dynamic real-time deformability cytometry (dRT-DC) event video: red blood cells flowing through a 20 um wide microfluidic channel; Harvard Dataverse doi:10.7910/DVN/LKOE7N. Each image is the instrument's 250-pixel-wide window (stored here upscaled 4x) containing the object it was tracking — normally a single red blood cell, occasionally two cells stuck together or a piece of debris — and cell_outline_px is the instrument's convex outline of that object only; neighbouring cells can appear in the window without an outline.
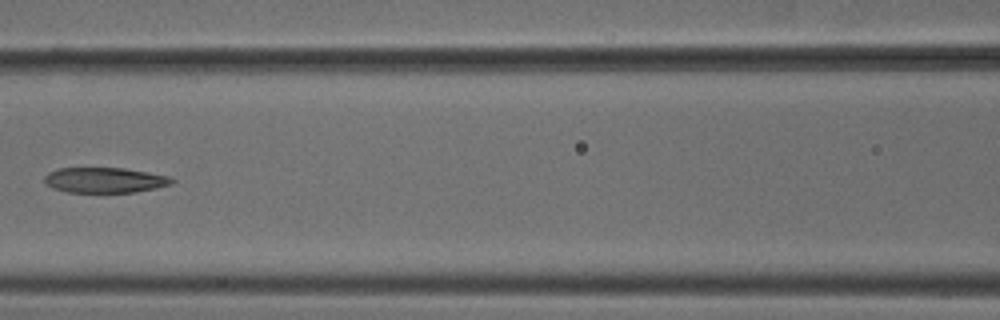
{"species": "common noctule bat (a hibernating species)", "species_latin": "Nyctalus noctula", "temperature_condition": "cold", "stored_images_in_passage": 5, "camera_frame_rate_fps": 3000, "um_per_image_px": 0.085, "animal": {"sex": "male", "body_mass_g": 18.8}, "frame": {"image": 1, "passage_image": 4, "time_ms": 1.0, "image_size_px": [1000, 320], "cell_outline_px": [[176, 180], [172, 184], [156, 188], [136, 192], [68, 192], [52, 188], [44, 180], [44, 176], [48, 172], [60, 168], [124, 168], [148, 172], [168, 176]], "centroid_in_image_um": [8.92, 15.31], "position_along_channel_um": 157.7, "area_um2": 18.79}}
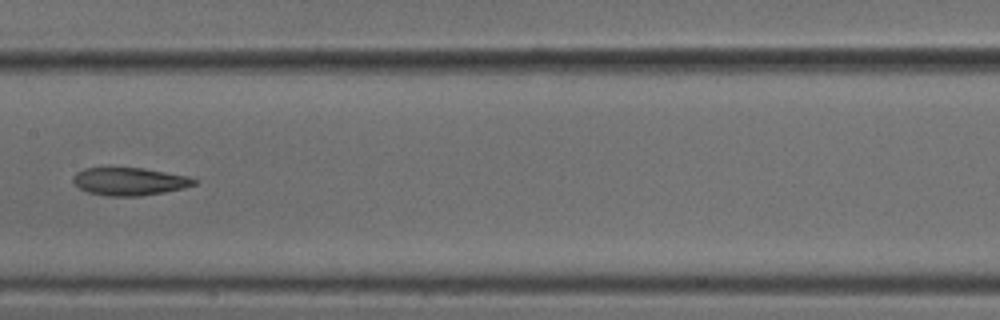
{"frame": {"image": 2, "passage_image": 5, "time_ms": 1.333, "image_size_px": [1000, 320], "cell_outline_px": [[200, 180], [196, 184], [184, 188], [164, 192], [140, 196], [108, 196], [88, 192], [80, 188], [72, 180], [72, 176], [76, 172], [84, 168], [140, 168], [188, 176]], "centroid_in_image_um": [11.02, 15.42], "position_along_channel_um": 196.4, "area_um2": 19.54}}